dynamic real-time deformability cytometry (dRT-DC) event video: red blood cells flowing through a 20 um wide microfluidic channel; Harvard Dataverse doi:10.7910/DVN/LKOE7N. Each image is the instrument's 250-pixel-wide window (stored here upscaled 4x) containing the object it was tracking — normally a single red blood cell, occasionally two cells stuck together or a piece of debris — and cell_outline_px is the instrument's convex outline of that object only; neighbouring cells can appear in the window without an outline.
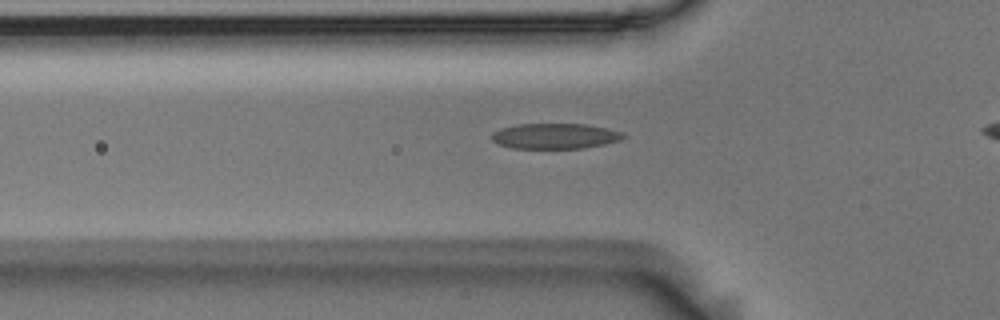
{"species": "Egyptian fruit bat (a non-hibernating species)", "species_latin": "Rousettus aegyptiacus", "temperature_condition": "room temperature", "stored_images_in_passage": 39, "camera_frame_rate_fps": 3000, "um_per_image_px": 0.085, "animal": {"sex": "male"}, "frame": {"image": 1, "passage_image": 10, "time_ms": 3.0, "image_size_px": [1000, 320], "cell_outline_px": [[628, 136], [620, 140], [604, 144], [584, 148], [512, 148], [496, 144], [492, 140], [492, 132], [500, 128], [516, 124], [584, 124], [608, 128], [624, 132]], "centroid_in_image_um": [47.18, 11.56], "position_along_channel_um": 78.6, "area_um2": 19.71}}
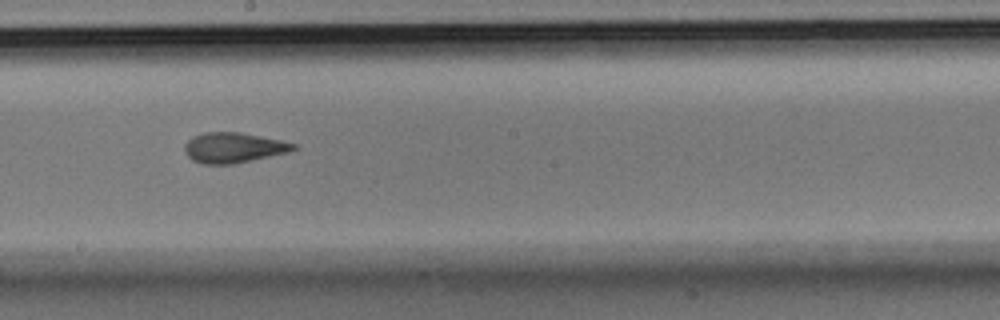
{"frame": {"image": 2, "passage_image": 22, "time_ms": 7.0, "image_size_px": [1000, 320], "cell_outline_px": [[300, 148], [288, 152], [232, 164], [204, 164], [192, 160], [184, 152], [184, 144], [192, 136], [204, 132], [240, 132], [280, 140], [296, 144]], "centroid_in_image_um": [19.82, 12.54], "position_along_channel_um": 228.4, "area_um2": 19.19}}
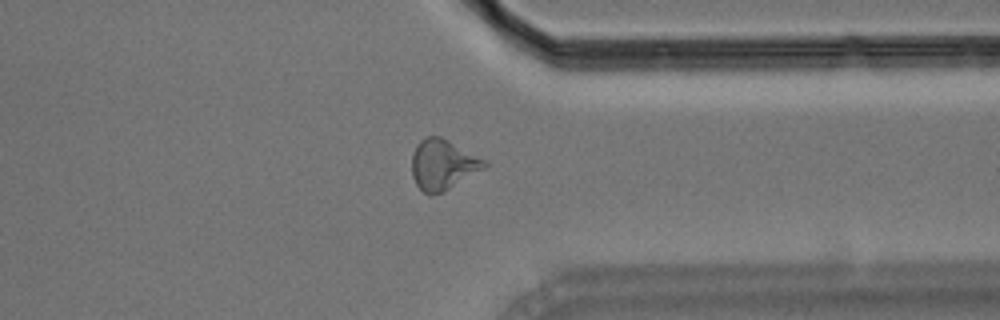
{"frame": {"image": 3, "passage_image": 34, "time_ms": 11.0, "image_size_px": [1000, 320], "cell_outline_px": [[488, 168], [444, 192], [432, 196], [428, 196], [416, 184], [412, 176], [412, 152], [416, 144], [424, 136], [440, 136], [448, 140], [484, 160], [488, 164]], "centroid_in_image_um": [37.64, 14.02], "position_along_channel_um": 373.8, "area_um2": 21.62}}